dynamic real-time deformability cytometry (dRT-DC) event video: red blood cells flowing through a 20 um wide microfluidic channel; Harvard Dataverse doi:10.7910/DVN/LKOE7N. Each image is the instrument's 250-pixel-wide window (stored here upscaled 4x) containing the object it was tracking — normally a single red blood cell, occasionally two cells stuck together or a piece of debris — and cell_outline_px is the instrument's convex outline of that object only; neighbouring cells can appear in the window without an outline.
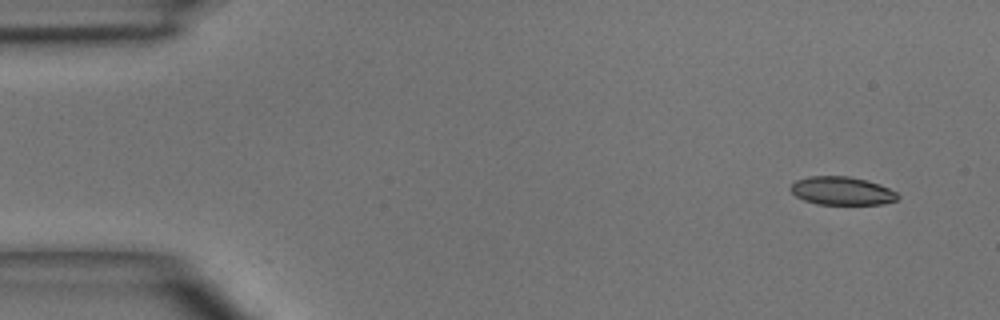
{"species": "common noctule bat (a hibernating species)", "species_latin": "Nyctalus noctula", "temperature_condition": "room temperature", "stored_images_in_passage": 4, "camera_frame_rate_fps": 3000, "um_per_image_px": 0.085, "animal": {"sex": "male", "body_mass_g": 15.6}, "frame": {"image": 1, "passage_image": 1, "time_ms": 0.0, "image_size_px": [1000, 320], "cell_outline_px": [[900, 196], [896, 200], [884, 204], [816, 204], [804, 200], [796, 196], [788, 188], [796, 180], [808, 176], [848, 176], [868, 180], [880, 184], [896, 192]], "centroid_in_image_um": [71.55, 16.22], "position_along_channel_um": 13.4, "area_um2": 17.74}}